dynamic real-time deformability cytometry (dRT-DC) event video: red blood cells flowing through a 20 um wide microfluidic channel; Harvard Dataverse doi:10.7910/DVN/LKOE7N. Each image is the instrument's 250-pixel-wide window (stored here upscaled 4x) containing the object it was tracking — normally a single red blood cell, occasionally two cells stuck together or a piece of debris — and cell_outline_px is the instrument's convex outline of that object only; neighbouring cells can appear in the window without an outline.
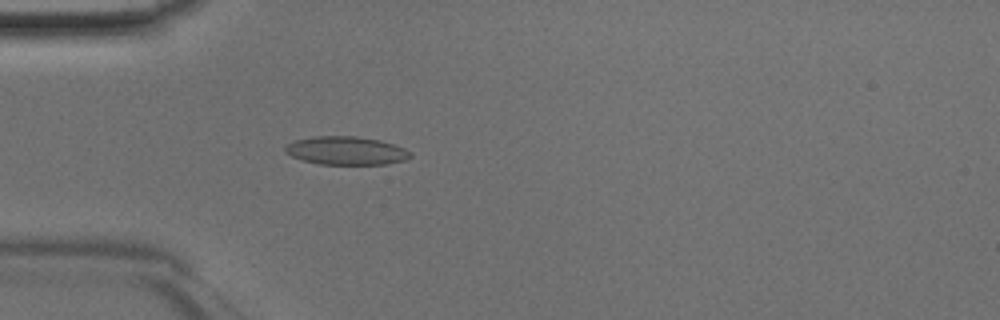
{"species": "Egyptian fruit bat (a non-hibernating species)", "species_latin": "Rousettus aegyptiacus", "temperature_condition": "room temperature", "stored_images_in_passage": 47, "camera_frame_rate_fps": 3000, "um_per_image_px": 0.085, "animal": {"sex": "male"}, "frame": {"image": 1, "passage_image": 14, "time_ms": 4.333, "image_size_px": [1000, 320], "cell_outline_px": [[412, 156], [404, 160], [388, 164], [320, 164], [304, 160], [292, 156], [284, 152], [284, 148], [288, 144], [296, 140], [312, 136], [356, 136], [380, 140], [404, 148], [412, 152]], "centroid_in_image_um": [29.44, 12.8], "position_along_channel_um": 55.6, "area_um2": 20.58}}
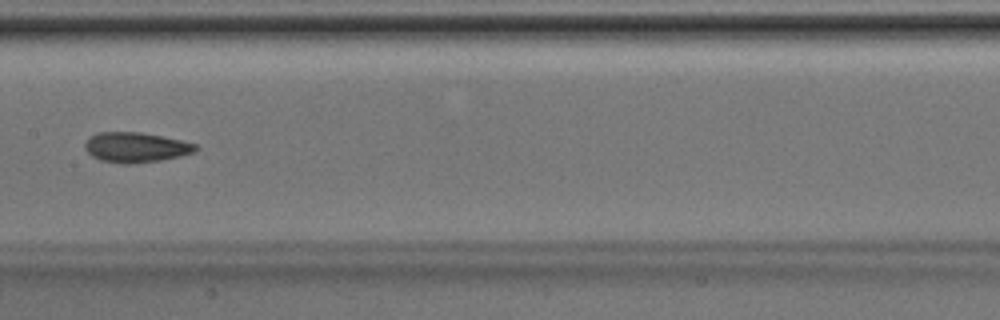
{"frame": {"image": 2, "passage_image": 24, "time_ms": 7.667, "image_size_px": [1000, 320], "cell_outline_px": [[200, 148], [192, 152], [180, 156], [160, 160], [132, 164], [124, 164], [100, 160], [92, 156], [84, 148], [84, 144], [96, 132], [140, 132], [180, 140], [196, 144]], "centroid_in_image_um": [11.53, 12.53], "position_along_channel_um": 195.9, "area_um2": 19.25}}
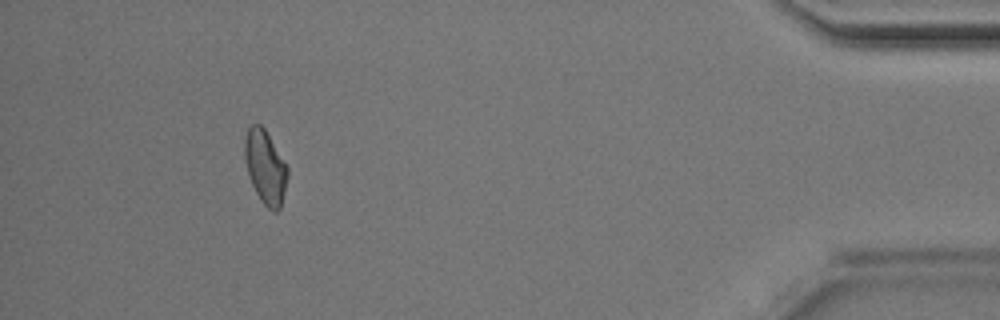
{"frame": {"image": 3, "passage_image": 43, "time_ms": 14.0, "image_size_px": [1000, 320], "cell_outline_px": [[288, 176], [280, 208], [276, 212], [272, 212], [260, 200], [252, 184], [248, 172], [244, 156], [244, 136], [248, 128], [252, 124], [260, 124], [264, 128], [288, 168]], "centroid_in_image_um": [22.54, 14.2], "position_along_channel_um": 412.7, "area_um2": 18.21}}